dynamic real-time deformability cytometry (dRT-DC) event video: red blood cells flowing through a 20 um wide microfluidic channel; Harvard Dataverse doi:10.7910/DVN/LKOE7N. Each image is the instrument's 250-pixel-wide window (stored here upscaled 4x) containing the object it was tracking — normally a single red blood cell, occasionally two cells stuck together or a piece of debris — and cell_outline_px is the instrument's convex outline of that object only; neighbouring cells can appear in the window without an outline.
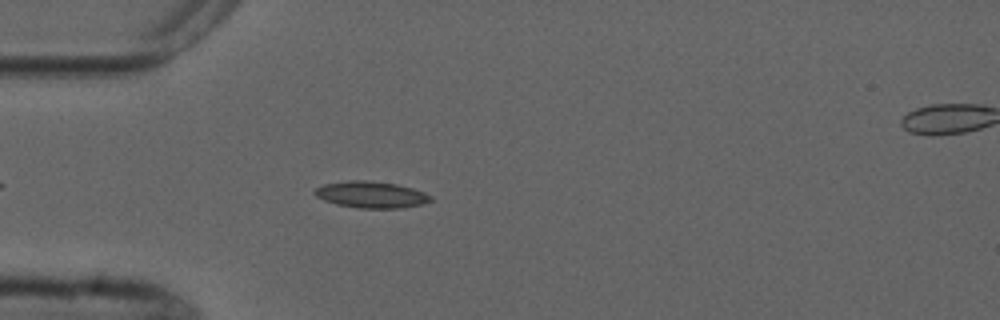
{"species": "common noctule bat (a hibernating species)", "species_latin": "Nyctalus noctula", "temperature_condition": "cold", "stored_images_in_passage": 6, "camera_frame_rate_fps": 3000, "um_per_image_px": 0.085, "animal": {"sex": "male", "forearm_length_mm": 52.5}, "frame": {"image": 1, "passage_image": 5, "time_ms": 4.667, "image_size_px": [1000, 320], "cell_outline_px": [[432, 200], [420, 204], [400, 208], [360, 208], [336, 204], [324, 200], [316, 196], [312, 192], [316, 188], [324, 184], [348, 180], [368, 180], [396, 184], [412, 188], [424, 192], [432, 196]], "centroid_in_image_um": [31.52, 16.53], "position_along_channel_um": 53.5, "area_um2": 17.86}}